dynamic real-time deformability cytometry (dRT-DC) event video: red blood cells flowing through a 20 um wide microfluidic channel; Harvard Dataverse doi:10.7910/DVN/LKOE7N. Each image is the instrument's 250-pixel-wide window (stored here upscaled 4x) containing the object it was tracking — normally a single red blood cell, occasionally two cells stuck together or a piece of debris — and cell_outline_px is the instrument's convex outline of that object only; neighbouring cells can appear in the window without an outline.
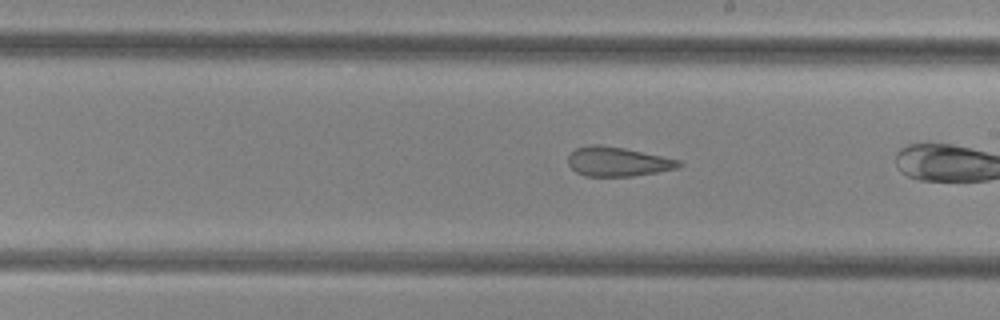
{"species": "common noctule bat (a hibernating species)", "species_latin": "Nyctalus noctula", "temperature_condition": "cold", "stored_images_in_passage": 29, "camera_frame_rate_fps": 3000, "um_per_image_px": 0.085, "animal": {"sex": "female", "body_mass_g": 29.2, "forearm_length_mm": 56.3}, "frame": {"image": 1, "passage_image": 25, "time_ms": 8.0, "image_size_px": [1000, 320], "cell_outline_px": [[684, 164], [676, 168], [656, 172], [632, 176], [584, 176], [576, 172], [568, 164], [568, 156], [576, 148], [588, 144], [600, 144], [624, 148], [680, 160]], "centroid_in_image_um": [52.47, 13.73], "position_along_channel_um": 236.5, "area_um2": 18.9}}